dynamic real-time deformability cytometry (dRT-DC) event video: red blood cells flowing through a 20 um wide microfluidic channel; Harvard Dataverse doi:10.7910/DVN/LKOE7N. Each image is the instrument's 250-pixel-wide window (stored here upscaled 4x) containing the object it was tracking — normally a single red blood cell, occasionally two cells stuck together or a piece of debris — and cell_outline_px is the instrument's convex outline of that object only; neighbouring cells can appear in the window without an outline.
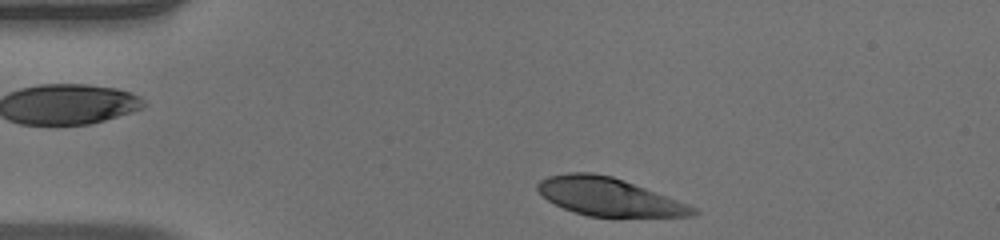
{"species": "human", "species_latin": "Homo sapiens", "temperature_condition": "warm", "stored_images_in_passage": 35, "camera_frame_rate_fps": 3000, "um_per_image_px": 0.085, "donor": {"sex": "male"}, "frame": {"image": 1, "passage_image": 1, "time_ms": 0.0, "image_size_px": [1000, 240], "cell_outline_px": [[700, 212], [692, 216], [588, 216], [564, 208], [548, 200], [536, 188], [536, 184], [540, 180], [548, 176], [568, 172], [592, 172], [612, 176], [688, 204], [696, 208]], "centroid_in_image_um": [51.73, 16.71], "position_along_channel_um": 33.3, "area_um2": 33.87}}
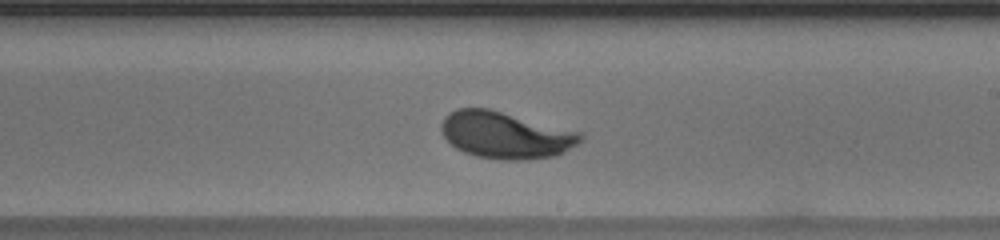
{"frame": {"image": 2, "passage_image": 21, "time_ms": 6.667, "image_size_px": [1000, 240], "cell_outline_px": [[584, 136], [576, 144], [564, 152], [556, 156], [528, 160], [500, 160], [476, 156], [464, 152], [456, 148], [444, 136], [440, 128], [440, 124], [444, 116], [448, 112], [456, 108], [488, 108], [584, 132]], "centroid_in_image_um": [42.98, 11.48], "position_along_channel_um": 246.0, "area_um2": 38.38}}
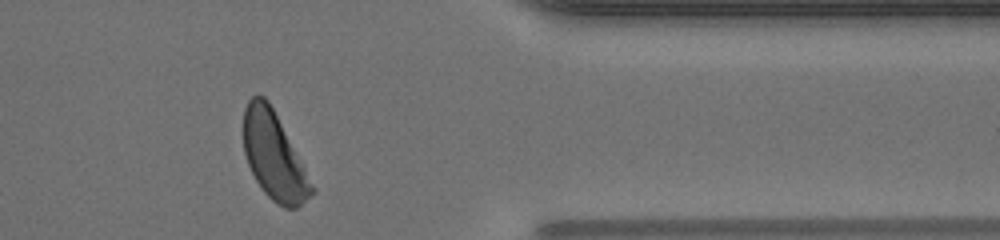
{"frame": {"image": 3, "passage_image": 33, "time_ms": 10.667, "image_size_px": [1000, 240], "cell_outline_px": [[316, 192], [296, 208], [284, 208], [276, 204], [264, 192], [256, 180], [248, 164], [244, 152], [244, 108], [248, 100], [252, 96], [264, 96], [268, 100], [316, 188]], "centroid_in_image_um": [23.3, 13.29], "position_along_channel_um": 388.1, "area_um2": 34.33}, "authors_computed_cell_mechanics": {"area_um2": 36.5874, "velocity_mm_per_s": 3.9619, "shape_relaxation_time_tau1_ms": 3.2237, "shape_relaxation_time_tau2_ms": null, "deformation_change_tau1": 0.1701, "deformation_change_tau2": null}}